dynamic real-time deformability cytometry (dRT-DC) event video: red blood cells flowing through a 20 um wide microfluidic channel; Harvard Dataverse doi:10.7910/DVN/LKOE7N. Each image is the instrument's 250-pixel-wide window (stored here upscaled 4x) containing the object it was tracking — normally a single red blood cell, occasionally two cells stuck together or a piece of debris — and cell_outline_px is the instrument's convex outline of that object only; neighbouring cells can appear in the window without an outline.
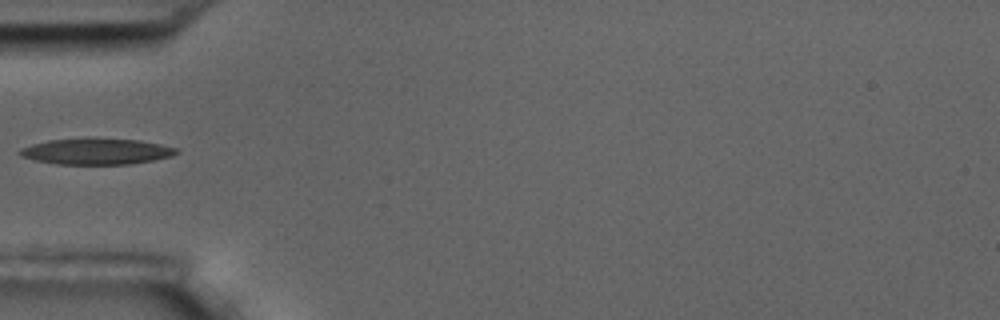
{"species": "common noctule bat (a hibernating species)", "species_latin": "Nyctalus noctula", "temperature_condition": "room temperature", "stored_images_in_passage": 1, "camera_frame_rate_fps": 3000, "um_per_image_px": 0.085, "animal": {"sex": "male", "body_mass_g": 17.5, "forearm_length_mm": 52.3}, "frame": {"image": 1, "passage_image": 1, "time_ms": 0.0, "image_size_px": [1000, 320], "cell_outline_px": [[180, 152], [172, 156], [132, 164], [56, 164], [36, 160], [20, 156], [16, 152], [20, 148], [32, 144], [48, 140], [88, 136], [140, 140], [160, 144], [176, 148]], "centroid_in_image_um": [8.16, 12.84], "position_along_channel_um": 76.8, "area_um2": 24.45}}